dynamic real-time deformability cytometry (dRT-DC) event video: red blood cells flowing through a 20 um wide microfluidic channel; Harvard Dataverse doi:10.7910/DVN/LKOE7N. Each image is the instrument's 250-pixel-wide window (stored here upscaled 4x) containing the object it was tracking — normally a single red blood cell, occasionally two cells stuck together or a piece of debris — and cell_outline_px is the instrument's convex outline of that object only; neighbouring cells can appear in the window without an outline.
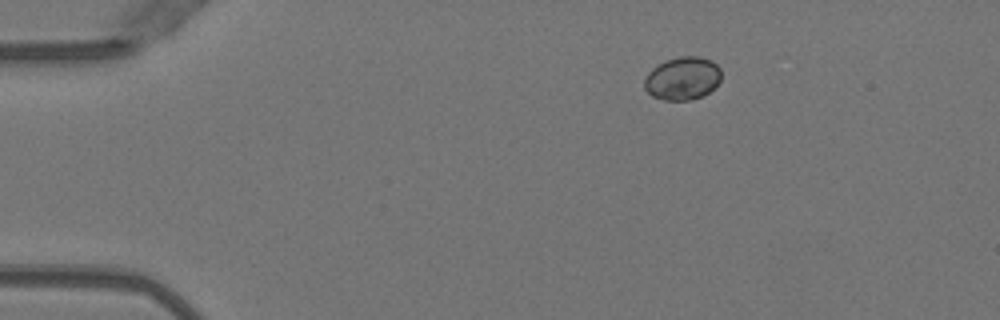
{"species": "Egyptian fruit bat (a non-hibernating species)", "species_latin": "Rousettus aegyptiacus", "temperature_condition": "warm", "stored_images_in_passage": 18, "camera_frame_rate_fps": 3000, "um_per_image_px": 0.085, "animal": {"sex": "female"}, "frame": {"image": 1, "passage_image": 1, "time_ms": 0.0, "image_size_px": [1000, 320], "cell_outline_px": [[720, 80], [704, 96], [692, 100], [664, 100], [652, 96], [644, 88], [644, 80], [648, 72], [652, 68], [664, 60], [680, 56], [700, 56], [712, 60], [720, 68]], "centroid_in_image_um": [58.0, 6.65], "position_along_channel_um": 27.0, "area_um2": 19.42}}
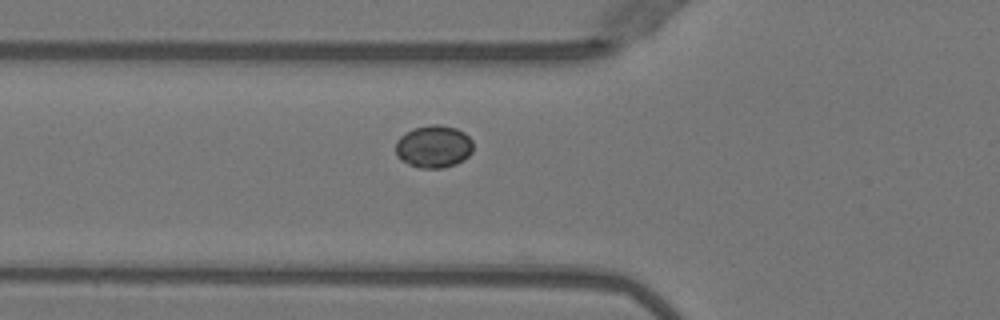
{"frame": {"image": 2, "passage_image": 11, "time_ms": 3.333, "image_size_px": [1000, 320], "cell_outline_px": [[472, 152], [464, 160], [456, 164], [444, 168], [420, 168], [408, 164], [400, 160], [396, 156], [396, 140], [400, 136], [412, 128], [432, 124], [440, 124], [456, 128], [464, 132], [472, 140]], "centroid_in_image_um": [36.85, 12.46], "position_along_channel_um": 88.9, "area_um2": 19.48}}
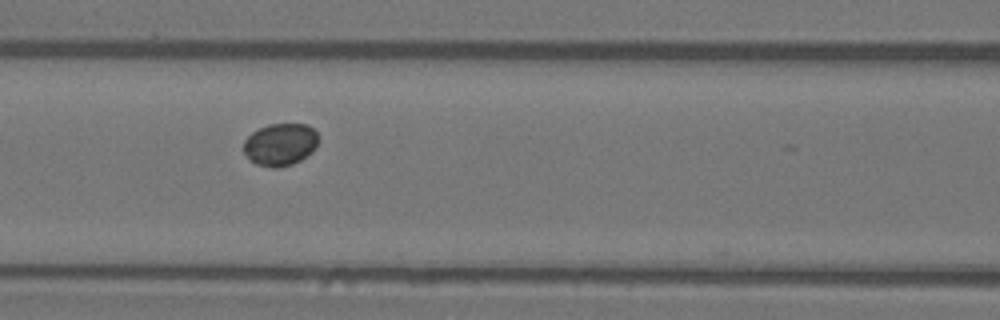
{"frame": {"image": 3, "passage_image": 15, "time_ms": 4.667, "image_size_px": [1000, 320], "cell_outline_px": [[316, 148], [300, 160], [292, 164], [276, 168], [272, 168], [256, 164], [244, 152], [244, 140], [252, 132], [268, 124], [308, 124], [316, 132]], "centroid_in_image_um": [23.81, 12.27], "position_along_channel_um": 142.8, "area_um2": 18.21}}